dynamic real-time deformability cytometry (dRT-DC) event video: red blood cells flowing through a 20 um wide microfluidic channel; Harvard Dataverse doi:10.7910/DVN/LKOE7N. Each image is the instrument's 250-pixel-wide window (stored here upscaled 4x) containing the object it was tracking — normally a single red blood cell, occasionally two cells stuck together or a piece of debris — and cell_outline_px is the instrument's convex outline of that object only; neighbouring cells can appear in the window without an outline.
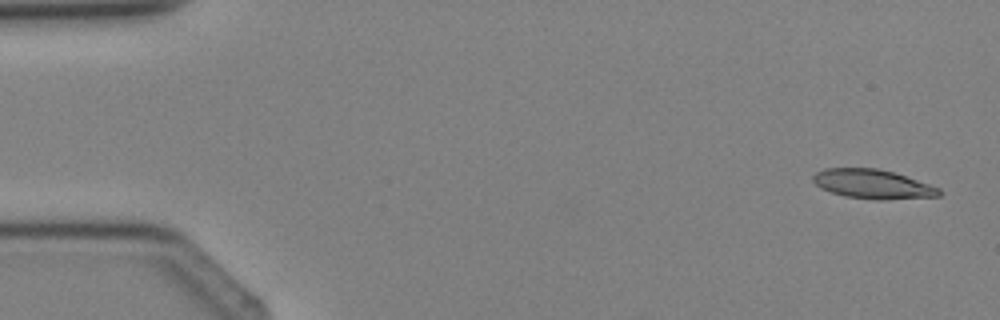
{"species": "Egyptian fruit bat (a non-hibernating species)", "species_latin": "Rousettus aegyptiacus", "temperature_condition": "cold", "stored_images_in_passage": 4, "camera_frame_rate_fps": 3000, "um_per_image_px": 0.085, "animal": {"sex": "female"}, "frame": {"image": 1, "passage_image": 1, "time_ms": 0.0, "image_size_px": [1000, 320], "cell_outline_px": [[940, 196], [884, 200], [876, 200], [844, 196], [820, 188], [812, 180], [812, 176], [816, 172], [824, 168], [880, 168], [940, 188]], "centroid_in_image_um": [74.14, 15.65], "position_along_channel_um": 10.9, "area_um2": 21.39}}